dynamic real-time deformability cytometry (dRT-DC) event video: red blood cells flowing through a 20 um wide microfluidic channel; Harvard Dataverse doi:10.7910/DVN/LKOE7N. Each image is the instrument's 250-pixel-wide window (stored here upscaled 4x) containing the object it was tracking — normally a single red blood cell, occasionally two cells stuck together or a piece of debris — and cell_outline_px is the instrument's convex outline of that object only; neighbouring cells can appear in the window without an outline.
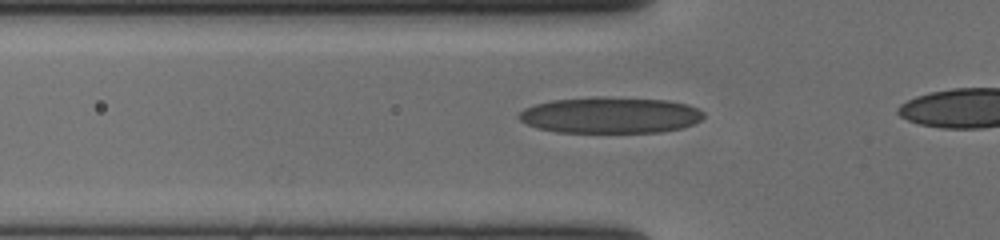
{"species": "human", "species_latin": "Homo sapiens", "temperature_condition": "cold", "stored_images_in_passage": 21, "camera_frame_rate_fps": 3000, "um_per_image_px": 0.085, "donor": {"sex": "female"}, "frame": {"image": 1, "passage_image": 15, "time_ms": 4.667, "image_size_px": [1000, 240], "cell_outline_px": [[704, 116], [700, 120], [692, 124], [680, 128], [660, 132], [556, 132], [536, 128], [520, 120], [516, 116], [524, 108], [536, 104], [552, 100], [592, 96], [604, 96], [668, 100], [688, 104], [704, 112]], "centroid_in_image_um": [51.85, 9.77], "position_along_channel_um": 74.0, "area_um2": 39.25}}
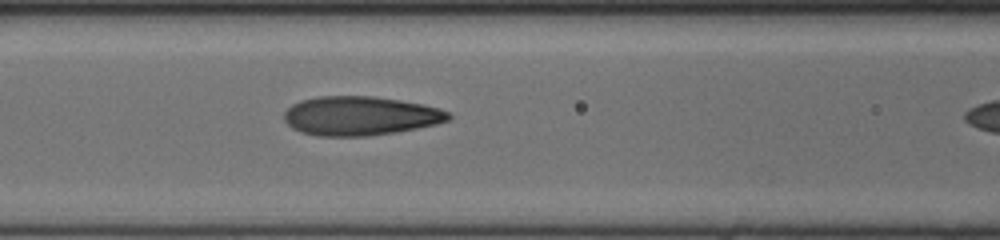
{"frame": {"image": 2, "passage_image": 20, "time_ms": 6.333, "image_size_px": [1000, 240], "cell_outline_px": [[452, 116], [448, 120], [436, 124], [396, 132], [368, 136], [316, 136], [300, 132], [292, 128], [284, 120], [284, 112], [292, 104], [300, 100], [320, 96], [372, 96], [400, 100], [440, 108], [448, 112]], "centroid_in_image_um": [30.58, 9.85], "position_along_channel_um": 136.0, "area_um2": 37.45}}